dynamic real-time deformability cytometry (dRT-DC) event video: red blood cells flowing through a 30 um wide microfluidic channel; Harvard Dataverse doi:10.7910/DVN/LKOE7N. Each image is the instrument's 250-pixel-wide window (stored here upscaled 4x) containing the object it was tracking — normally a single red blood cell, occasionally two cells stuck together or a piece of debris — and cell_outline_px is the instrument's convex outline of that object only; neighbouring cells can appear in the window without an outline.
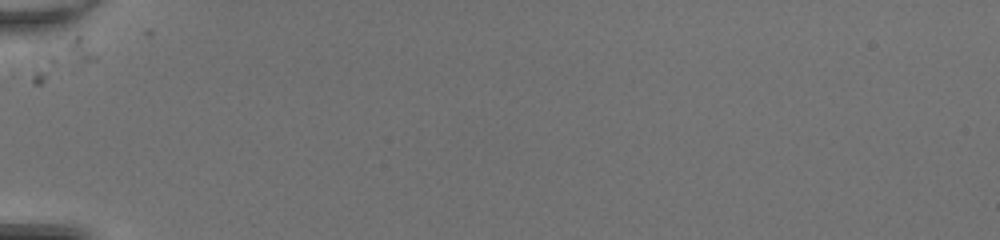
{"species": "common noctule bat (a hibernating species)", "species_latin": "Nyctalus noctula", "temperature_condition": "room temperature", "stored_images_in_passage": 23, "camera_frame_rate_fps": 3000, "um_per_image_px": 0.085, "animal": {"sex": "female", "body_mass_g": 20.0, "forearm_length_mm": 54.0}, "frame": {"image": 1, "passage_image": 1, "time_ms": 0.0, "image_size_px": [1000, 240], "cell_outline_px": [[96, 60], [40, 84], [32, 84], [32, 52], [76, 36], [80, 36], [96, 56]], "centroid_in_image_um": [5.12, 5.04], "position_along_channel_um": 79.9, "area_um2": 13.64}}
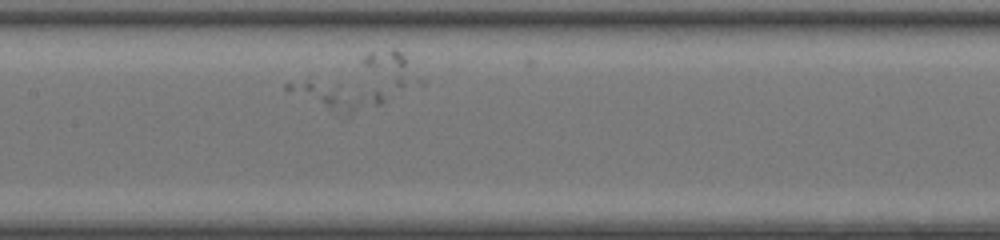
{"frame": {"image": 2, "passage_image": 9, "time_ms": 2.667, "image_size_px": [1000, 240], "cell_outline_px": [[384, 100], [380, 104], [348, 116], [288, 92], [284, 88], [284, 84], [308, 80], [376, 88], [380, 92]], "centroid_in_image_um": [28.64, 8.13], "position_along_channel_um": 178.8, "area_um2": 15.2}}
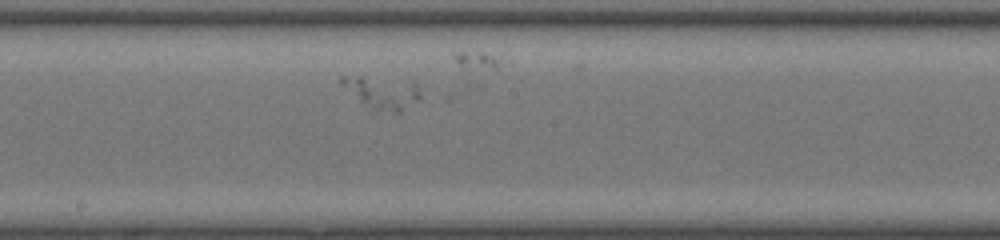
{"frame": {"image": 3, "passage_image": 12, "time_ms": 3.667, "image_size_px": [1000, 240], "cell_outline_px": [[420, 96], [400, 112], [396, 112], [376, 108], [360, 100], [340, 84], [336, 80], [340, 76], [360, 76], [416, 84]], "centroid_in_image_um": [32.4, 7.83], "position_along_channel_um": 215.8, "area_um2": 13.64}}